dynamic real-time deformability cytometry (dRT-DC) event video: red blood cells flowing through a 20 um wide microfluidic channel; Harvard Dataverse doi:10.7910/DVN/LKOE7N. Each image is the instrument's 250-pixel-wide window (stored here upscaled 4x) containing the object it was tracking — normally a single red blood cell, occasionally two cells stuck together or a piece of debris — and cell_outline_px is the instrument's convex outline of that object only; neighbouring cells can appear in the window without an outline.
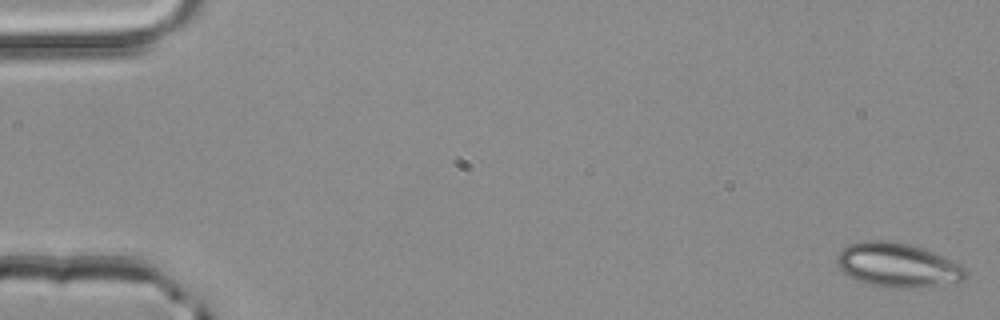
{"species": "common noctule bat (a hibernating species)", "species_latin": "Nyctalus noctula", "temperature_condition": "room temperature", "stored_images_in_passage": 16, "camera_frame_rate_fps": 3000, "um_per_image_px": 0.085, "animal": {"sex": "male", "body_mass_g": 20.4}, "frame": {"image": 1, "passage_image": 1, "time_ms": 0.0, "image_size_px": [1000, 320], "cell_outline_px": [[968, 272], [964, 280], [956, 284], [908, 288], [896, 288], [864, 284], [848, 276], [836, 264], [836, 256], [840, 248], [848, 244], [864, 240], [888, 240], [908, 244], [924, 248], [936, 252], [960, 264]], "centroid_in_image_um": [76.3, 22.53], "position_along_channel_um": 8.7, "area_um2": 33.93}}